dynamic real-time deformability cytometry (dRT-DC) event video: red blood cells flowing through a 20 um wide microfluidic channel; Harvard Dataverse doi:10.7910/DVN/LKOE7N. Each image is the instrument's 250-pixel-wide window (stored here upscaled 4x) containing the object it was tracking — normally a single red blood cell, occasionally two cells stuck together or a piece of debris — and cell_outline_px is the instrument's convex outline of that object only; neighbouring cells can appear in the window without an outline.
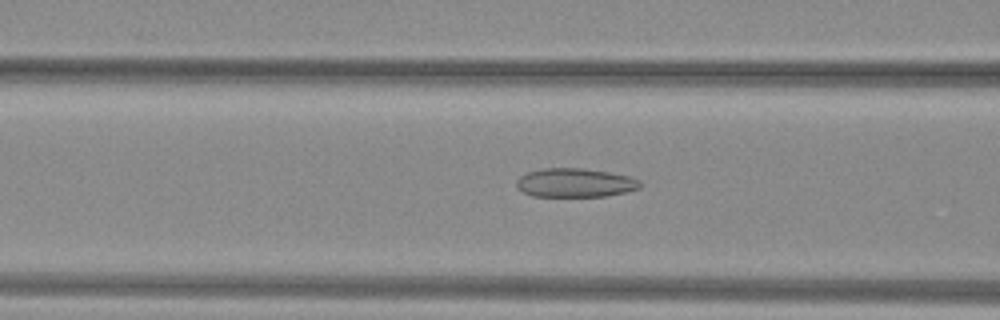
{"species": "common noctule bat (a hibernating species)", "species_latin": "Nyctalus noctula", "temperature_condition": "warm", "stored_images_in_passage": 38, "camera_frame_rate_fps": 3000, "um_per_image_px": 0.085, "animal": {"sex": "female", "body_mass_g": 29.2, "forearm_length_mm": 56.3}, "frame": {"image": 1, "passage_image": 8, "time_ms": 2.333, "image_size_px": [1000, 320], "cell_outline_px": [[644, 184], [640, 188], [628, 192], [604, 196], [532, 196], [524, 192], [516, 184], [516, 180], [520, 176], [528, 172], [544, 168], [584, 168], [608, 172], [628, 176], [640, 180]], "centroid_in_image_um": [48.93, 15.53], "position_along_channel_um": 117.7, "area_um2": 20.81}}
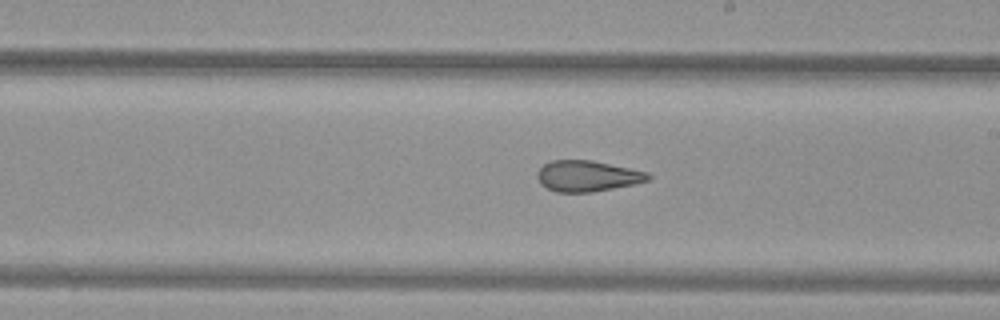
{"frame": {"image": 2, "passage_image": 17, "time_ms": 5.333, "image_size_px": [1000, 320], "cell_outline_px": [[652, 176], [648, 180], [632, 184], [592, 192], [556, 192], [540, 184], [536, 176], [536, 172], [544, 164], [552, 160], [592, 160], [648, 172]], "centroid_in_image_um": [49.89, 14.95], "position_along_channel_um": 239.1, "area_um2": 19.88}}
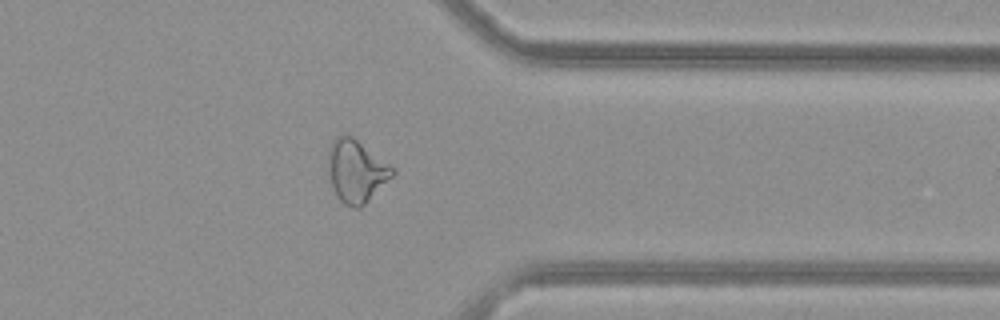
{"frame": {"image": 3, "passage_image": 28, "time_ms": 9.0, "image_size_px": [1000, 320], "cell_outline_px": [[396, 172], [360, 208], [356, 208], [344, 204], [340, 200], [332, 184], [328, 172], [328, 148], [332, 140], [336, 136], [344, 132], [352, 136], [392, 164], [396, 168]], "centroid_in_image_um": [30.28, 14.47], "position_along_channel_um": 381.1, "area_um2": 23.58}, "authors_computed_cell_mechanics": {"area_um2": 21.386, "velocity_mm_per_s": 4.0504, "shape_relaxation_time_tau1_ms": null, "shape_relaxation_time_tau2_ms": 2.2283, "deformation_change_tau1": null, "deformation_change_tau2": 0.0957}}